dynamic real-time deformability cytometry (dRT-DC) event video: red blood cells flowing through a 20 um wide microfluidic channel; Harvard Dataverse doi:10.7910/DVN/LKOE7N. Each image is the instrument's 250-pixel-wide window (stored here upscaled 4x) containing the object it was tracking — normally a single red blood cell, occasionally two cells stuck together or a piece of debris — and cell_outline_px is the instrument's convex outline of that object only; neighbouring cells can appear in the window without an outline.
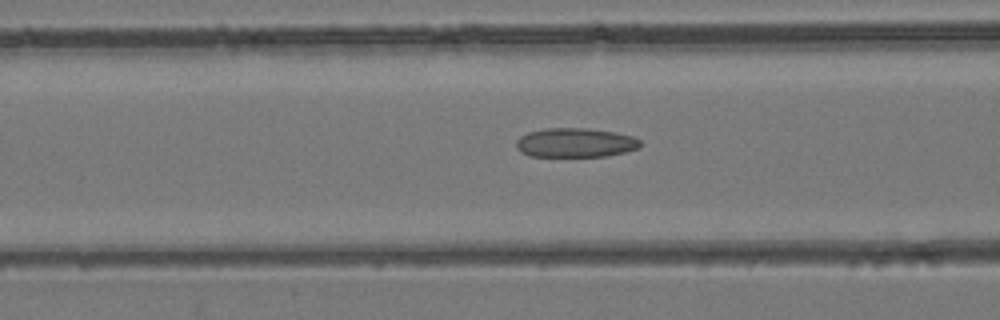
{"species": "common noctule bat (a hibernating species)", "species_latin": "Nyctalus noctula", "temperature_condition": "room temperature", "stored_images_in_passage": 29, "camera_frame_rate_fps": 3000, "um_per_image_px": 0.085, "animal": {"sex": "female", "body_mass_g": 24.6, "forearm_length_mm": 56.2}, "frame": {"image": 1, "passage_image": 7, "time_ms": 2.0, "image_size_px": [1000, 320], "cell_outline_px": [[640, 144], [636, 148], [624, 152], [608, 156], [528, 156], [520, 152], [516, 148], [516, 140], [520, 136], [528, 132], [544, 128], [588, 128], [612, 132], [632, 136], [640, 140]], "centroid_in_image_um": [48.84, 12.13], "position_along_channel_um": 117.8, "area_um2": 21.1}}
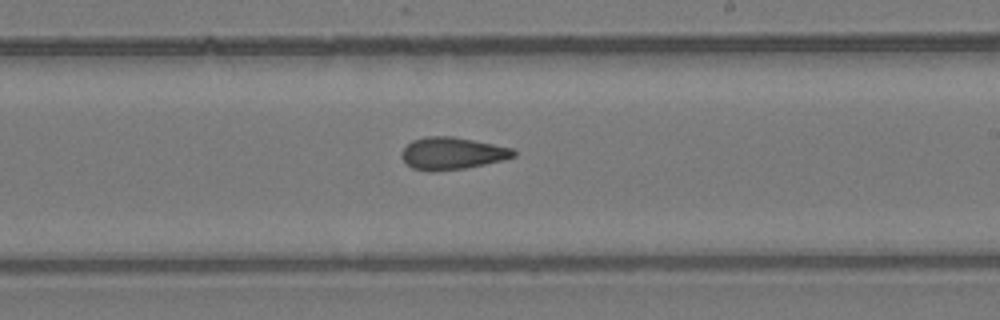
{"frame": {"image": 2, "passage_image": 16, "time_ms": 5.0, "image_size_px": [1000, 320], "cell_outline_px": [[516, 156], [504, 160], [464, 168], [432, 172], [428, 172], [412, 168], [400, 156], [400, 152], [412, 140], [424, 136], [452, 136], [512, 148], [516, 152]], "centroid_in_image_um": [38.4, 13.04], "position_along_channel_um": 250.6, "area_um2": 21.04}}
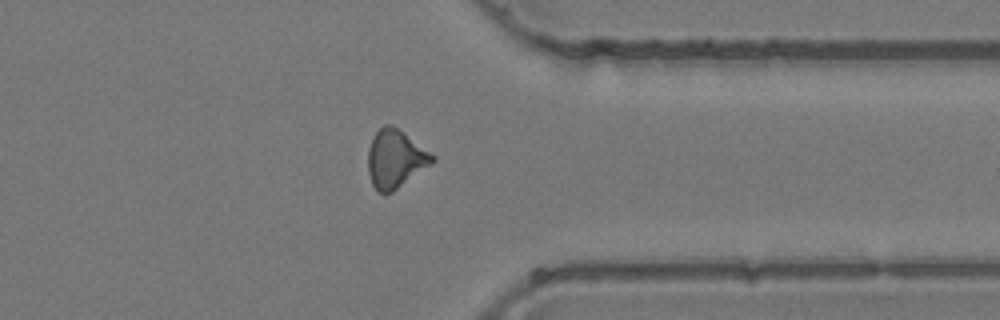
{"frame": {"image": 3, "passage_image": 25, "time_ms": 8.0, "image_size_px": [1000, 320], "cell_outline_px": [[436, 160], [432, 164], [392, 192], [376, 192], [372, 184], [368, 172], [368, 148], [376, 132], [384, 124], [392, 124], [436, 156]], "centroid_in_image_um": [33.61, 13.5], "position_along_channel_um": 377.8, "area_um2": 21.73}}